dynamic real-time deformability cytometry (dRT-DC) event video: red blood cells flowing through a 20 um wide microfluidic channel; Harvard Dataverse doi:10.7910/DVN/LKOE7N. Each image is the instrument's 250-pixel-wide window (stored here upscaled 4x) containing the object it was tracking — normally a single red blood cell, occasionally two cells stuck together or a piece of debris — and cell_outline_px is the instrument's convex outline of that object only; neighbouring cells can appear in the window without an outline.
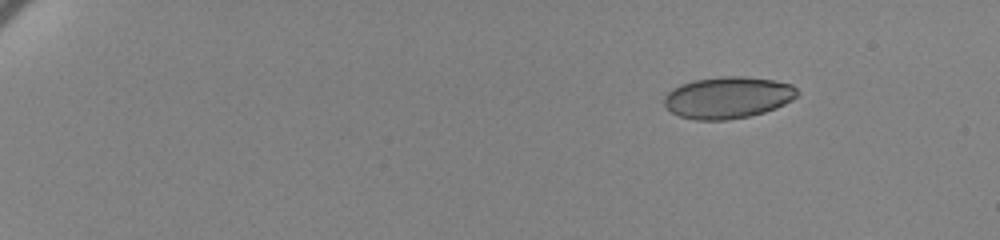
{"species": "human", "species_latin": "Homo sapiens", "temperature_condition": "cold", "stored_images_in_passage": 53, "camera_frame_rate_fps": 3000, "um_per_image_px": 0.085, "donor": {"sex": "female"}, "frame": {"image": 1, "passage_image": 1, "time_ms": 0.0, "image_size_px": [1000, 240], "cell_outline_px": [[800, 92], [792, 100], [776, 108], [764, 112], [748, 116], [728, 120], [696, 120], [680, 116], [672, 112], [664, 104], [664, 96], [672, 88], [680, 84], [692, 80], [724, 76], [744, 76], [772, 80], [792, 84]], "centroid_in_image_um": [61.86, 8.28], "position_along_channel_um": 23.1, "area_um2": 32.43}}
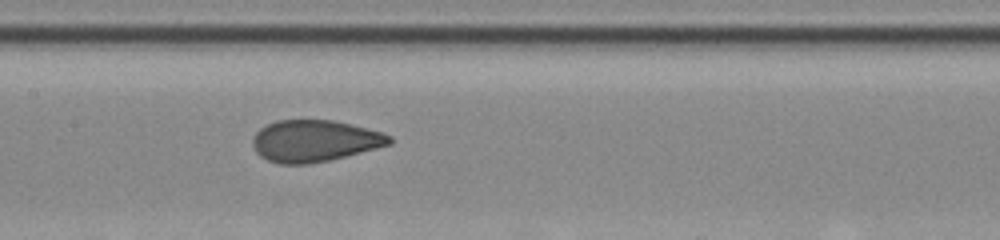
{"frame": {"image": 2, "passage_image": 27, "time_ms": 8.667, "image_size_px": [1000, 240], "cell_outline_px": [[392, 144], [328, 160], [308, 164], [280, 164], [268, 160], [260, 156], [256, 152], [252, 144], [252, 136], [260, 128], [276, 120], [332, 120], [352, 124], [384, 132], [392, 136]], "centroid_in_image_um": [26.73, 11.97], "position_along_channel_um": 180.7, "area_um2": 33.29}}
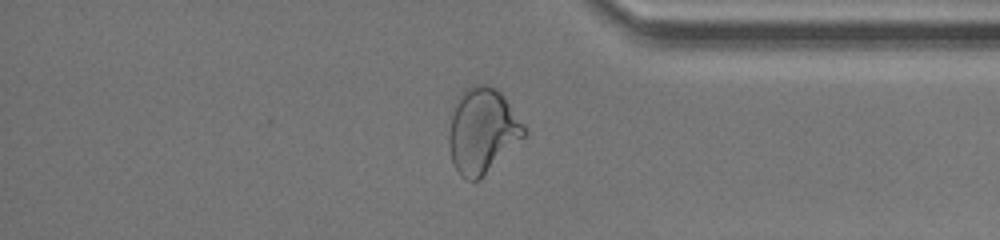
{"frame": {"image": 3, "passage_image": 46, "time_ms": 15.0, "image_size_px": [1000, 240], "cell_outline_px": [[528, 132], [480, 180], [468, 180], [460, 176], [452, 164], [448, 144], [448, 132], [452, 104], [460, 92], [464, 88], [472, 84], [488, 84], [496, 88], [504, 96], [528, 128]], "centroid_in_image_um": [40.96, 11.08], "position_along_channel_um": 394.2, "area_um2": 38.21}}